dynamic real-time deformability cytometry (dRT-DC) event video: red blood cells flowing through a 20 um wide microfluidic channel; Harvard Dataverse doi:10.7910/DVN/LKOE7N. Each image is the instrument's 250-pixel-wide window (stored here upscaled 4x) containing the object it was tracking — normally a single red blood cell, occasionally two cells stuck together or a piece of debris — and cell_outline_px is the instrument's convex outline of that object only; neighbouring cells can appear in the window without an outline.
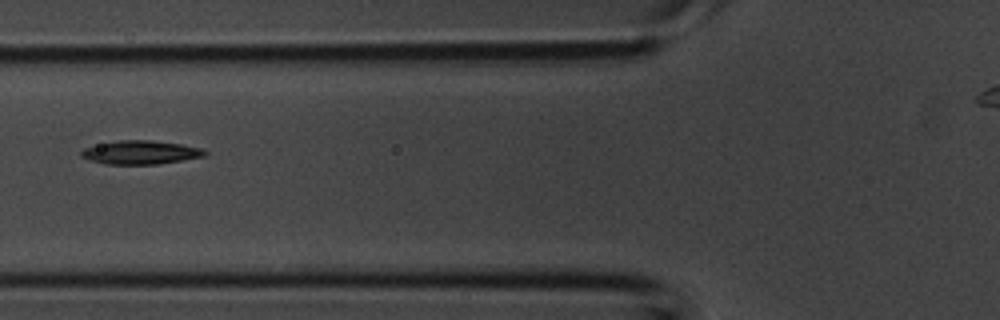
{"species": "common noctule bat (a hibernating species)", "species_latin": "Nyctalus noctula", "temperature_condition": "room temperature", "stored_images_in_passage": 10, "camera_frame_rate_fps": 3000, "um_per_image_px": 0.085, "animal": {"sex": "male", "body_mass_g": 20.1, "forearm_length_mm": 53.5}, "frame": {"image": 1, "passage_image": 4, "time_ms": 1.0, "image_size_px": [1000, 320], "cell_outline_px": [[208, 152], [204, 156], [156, 164], [108, 164], [92, 160], [80, 156], [80, 152], [84, 148], [100, 144], [120, 140], [152, 140], [180, 144], [200, 148]], "centroid_in_image_um": [11.94, 12.95], "position_along_channel_um": 113.9, "area_um2": 16.65}}
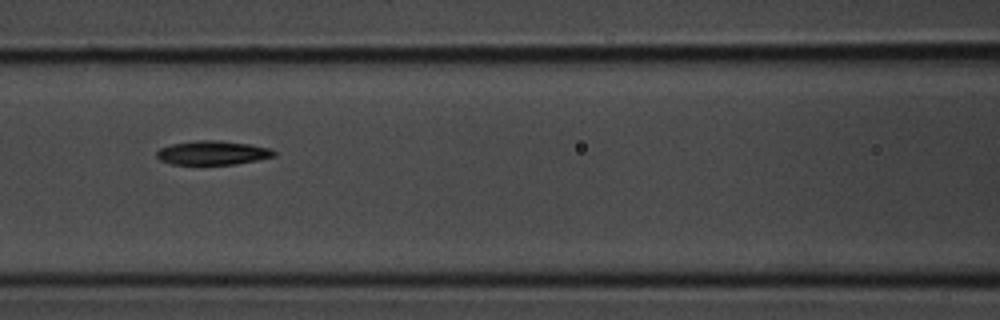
{"frame": {"image": 2, "passage_image": 6, "time_ms": 1.667, "image_size_px": [1000, 320], "cell_outline_px": [[276, 156], [236, 164], [172, 164], [160, 160], [156, 156], [156, 152], [160, 148], [172, 144], [196, 140], [220, 140], [248, 144], [268, 148], [276, 152]], "centroid_in_image_um": [18.06, 12.98], "position_along_channel_um": 148.5, "area_um2": 16.3}}